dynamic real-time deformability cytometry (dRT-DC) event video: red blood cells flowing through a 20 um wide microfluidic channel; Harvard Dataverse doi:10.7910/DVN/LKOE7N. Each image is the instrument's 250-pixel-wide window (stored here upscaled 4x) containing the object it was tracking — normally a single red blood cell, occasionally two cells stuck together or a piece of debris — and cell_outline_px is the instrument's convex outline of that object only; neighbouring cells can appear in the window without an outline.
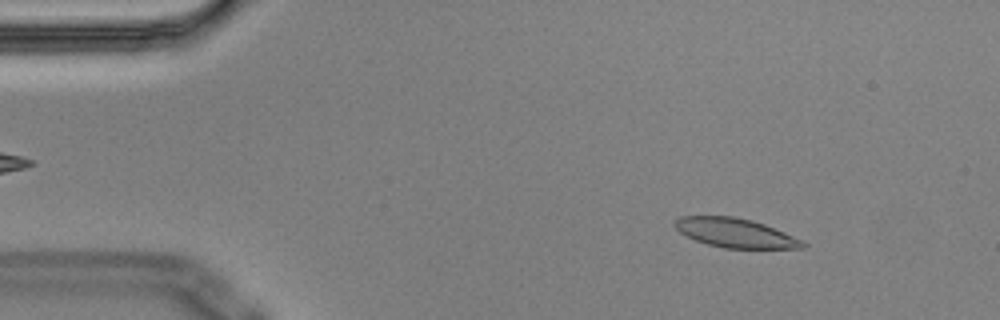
{"species": "Egyptian fruit bat (a non-hibernating species)", "species_latin": "Rousettus aegyptiacus", "temperature_condition": "cold", "stored_images_in_passage": 6, "camera_frame_rate_fps": 3000, "um_per_image_px": 0.085, "animal": {"sex": "male"}, "frame": {"image": 1, "passage_image": 1, "time_ms": 0.0, "image_size_px": [1000, 320], "cell_outline_px": [[808, 244], [804, 248], [724, 248], [708, 244], [696, 240], [680, 232], [672, 224], [680, 216], [732, 216], [752, 220], [764, 224], [784, 232]], "centroid_in_image_um": [62.49, 19.79], "position_along_channel_um": 22.5, "area_um2": 21.5}}
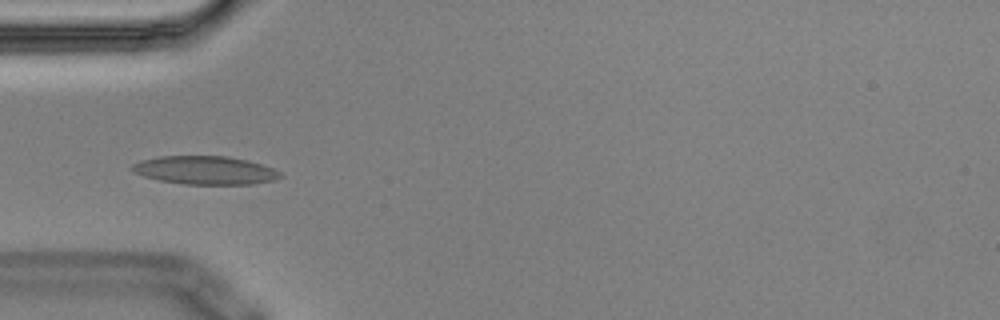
{"frame": {"image": 2, "passage_image": 4, "time_ms": 1.0, "image_size_px": [1000, 320], "cell_outline_px": [[284, 176], [276, 180], [252, 184], [184, 184], [160, 180], [144, 176], [136, 172], [132, 168], [132, 164], [140, 160], [160, 156], [228, 156], [248, 160], [272, 168], [280, 172]], "centroid_in_image_um": [17.48, 14.47], "position_along_channel_um": 67.5, "area_um2": 24.39}}